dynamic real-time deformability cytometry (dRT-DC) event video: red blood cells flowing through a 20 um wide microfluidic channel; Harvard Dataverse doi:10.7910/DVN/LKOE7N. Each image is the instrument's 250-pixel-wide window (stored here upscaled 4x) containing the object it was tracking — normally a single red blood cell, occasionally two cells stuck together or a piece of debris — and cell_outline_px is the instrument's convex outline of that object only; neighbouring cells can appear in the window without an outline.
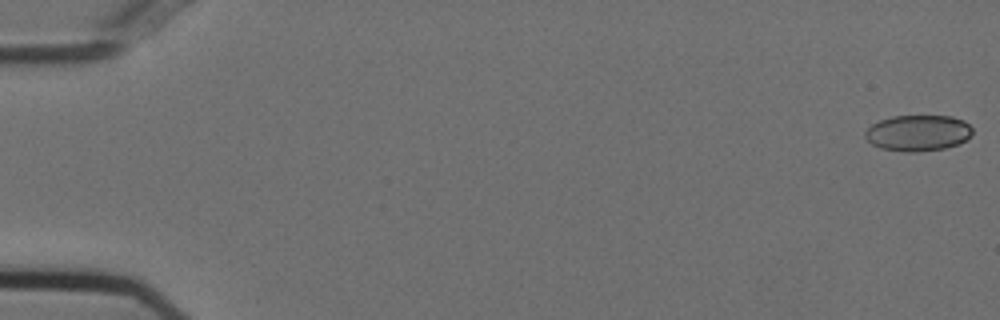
{"species": "Egyptian fruit bat (a non-hibernating species)", "species_latin": "Rousettus aegyptiacus", "temperature_condition": "cold", "stored_images_in_passage": 55, "camera_frame_rate_fps": 3000, "um_per_image_px": 0.085, "animal": {"sex": "female"}, "frame": {"image": 1, "passage_image": 1, "time_ms": 0.0, "image_size_px": [1000, 320], "cell_outline_px": [[972, 136], [956, 144], [944, 148], [916, 152], [904, 152], [880, 148], [872, 144], [864, 136], [864, 132], [872, 124], [880, 120], [892, 116], [952, 116], [964, 120], [972, 128]], "centroid_in_image_um": [78.02, 11.3], "position_along_channel_um": 7.0, "area_um2": 22.54}}
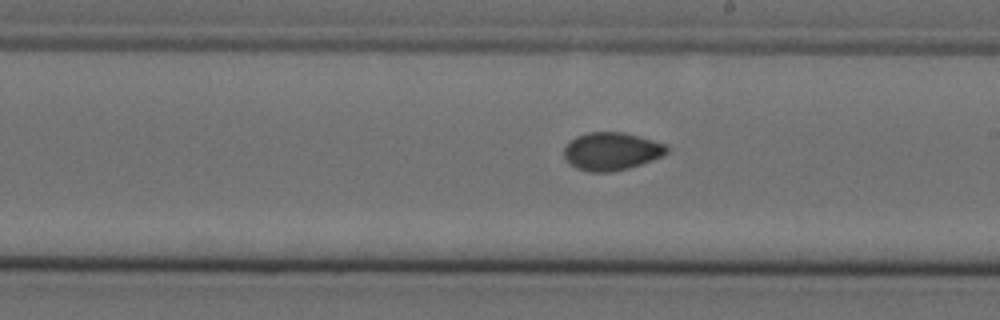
{"frame": {"image": 2, "passage_image": 32, "time_ms": 10.333, "image_size_px": [1000, 320], "cell_outline_px": [[668, 152], [652, 160], [628, 168], [612, 172], [588, 172], [576, 168], [564, 156], [564, 148], [576, 136], [588, 132], [624, 132], [652, 140], [664, 144], [668, 148]], "centroid_in_image_um": [51.96, 12.86], "position_along_channel_um": 237.0, "area_um2": 22.43}}
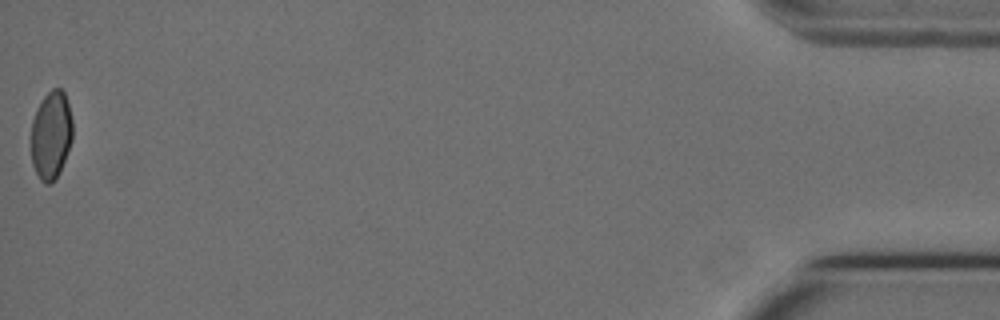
{"frame": {"image": 3, "passage_image": 55, "time_ms": 18.0, "image_size_px": [1000, 320], "cell_outline_px": [[72, 140], [60, 172], [52, 184], [44, 184], [40, 180], [32, 164], [32, 120], [36, 108], [44, 96], [52, 88], [60, 88], [64, 92], [68, 104], [72, 120]], "centroid_in_image_um": [4.35, 11.5], "position_along_channel_um": 430.9, "area_um2": 21.39}, "authors_computed_cell_mechanics": {"area_um2": 22.542, "velocity_mm_per_s": 3.7352, "shape_relaxation_time_tau1_ms": null, "shape_relaxation_time_tau2_ms": 2.7491, "deformation_change_tau1": null, "deformation_change_tau2": 0.0493}}